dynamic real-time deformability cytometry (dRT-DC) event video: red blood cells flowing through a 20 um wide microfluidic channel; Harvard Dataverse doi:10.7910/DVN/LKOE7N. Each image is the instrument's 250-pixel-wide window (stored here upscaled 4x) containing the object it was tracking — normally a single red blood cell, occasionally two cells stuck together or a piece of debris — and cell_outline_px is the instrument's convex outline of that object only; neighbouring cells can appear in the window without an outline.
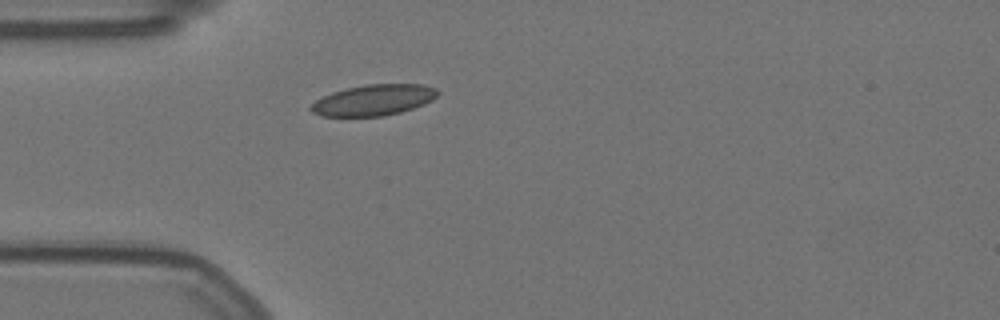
{"species": "Egyptian fruit bat (a non-hibernating species)", "species_latin": "Rousettus aegyptiacus", "temperature_condition": "warm", "stored_images_in_passage": 42, "camera_frame_rate_fps": 3000, "um_per_image_px": 0.085, "animal": {"sex": "female"}, "frame": {"image": 1, "passage_image": 1, "time_ms": 0.0, "image_size_px": [1000, 320], "cell_outline_px": [[440, 92], [432, 100], [424, 104], [400, 112], [384, 116], [320, 116], [312, 112], [308, 108], [316, 100], [332, 92], [348, 88], [368, 84], [424, 84], [436, 88]], "centroid_in_image_um": [31.76, 8.5], "position_along_channel_um": 53.2, "area_um2": 22.77}}
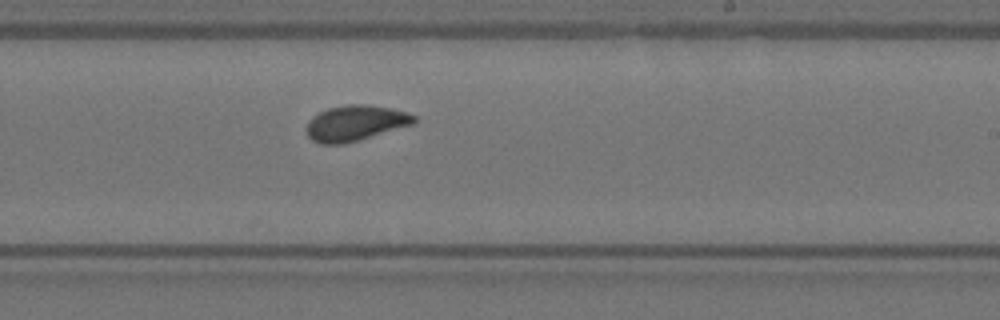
{"frame": {"image": 2, "passage_image": 19, "time_ms": 6.0, "image_size_px": [1000, 320], "cell_outline_px": [[416, 124], [344, 144], [320, 144], [312, 140], [308, 136], [304, 128], [308, 120], [312, 116], [328, 108], [348, 104], [368, 104], [392, 108], [408, 112], [416, 116]], "centroid_in_image_um": [30.21, 10.46], "position_along_channel_um": 258.8, "area_um2": 22.72}}
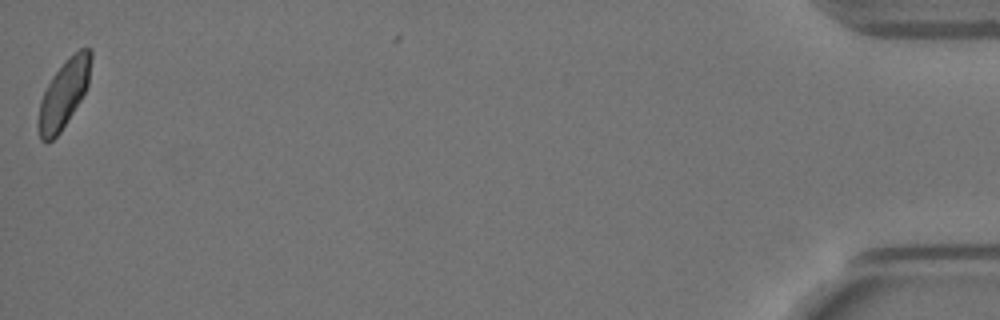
{"frame": {"image": 3, "passage_image": 42, "time_ms": 13.667, "image_size_px": [1000, 320], "cell_outline_px": [[92, 60], [88, 84], [80, 100], [60, 132], [48, 144], [44, 144], [40, 140], [40, 100], [52, 76], [68, 56], [80, 48], [88, 48], [92, 52]], "centroid_in_image_um": [5.45, 7.93], "position_along_channel_um": 429.8, "area_um2": 20.4}, "authors_computed_cell_mechanics": {"area_um2": 21.9351, "velocity_mm_per_s": 3.5214, "shape_relaxation_time_tau1_ms": 7.1011, "shape_relaxation_time_tau2_ms": null, "deformation_change_tau1": 0.1393, "deformation_change_tau2": null}}